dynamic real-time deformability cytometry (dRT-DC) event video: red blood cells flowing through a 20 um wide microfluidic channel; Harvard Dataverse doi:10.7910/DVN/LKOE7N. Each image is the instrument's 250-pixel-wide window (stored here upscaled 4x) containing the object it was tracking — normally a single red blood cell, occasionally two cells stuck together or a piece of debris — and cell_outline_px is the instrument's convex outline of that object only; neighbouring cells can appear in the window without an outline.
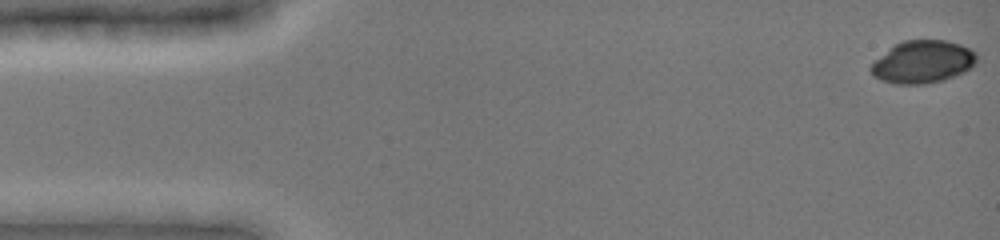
{"species": "common noctule bat (a hibernating species)", "species_latin": "Nyctalus noctula", "temperature_condition": "cold", "stored_images_in_passage": 13, "camera_frame_rate_fps": 3000, "um_per_image_px": 0.085, "animal": {"sex": "female", "body_mass_g": 19.0, "forearm_length_mm": 51.5}, "frame": {"image": 1, "passage_image": 1, "time_ms": 0.0, "image_size_px": [1000, 240], "cell_outline_px": [[976, 64], [972, 68], [956, 76], [944, 80], [924, 84], [896, 84], [880, 80], [872, 76], [868, 68], [876, 60], [896, 44], [904, 40], [948, 40], [972, 48], [976, 52]], "centroid_in_image_um": [78.47, 5.27], "position_along_channel_um": 6.5, "area_um2": 26.47}}
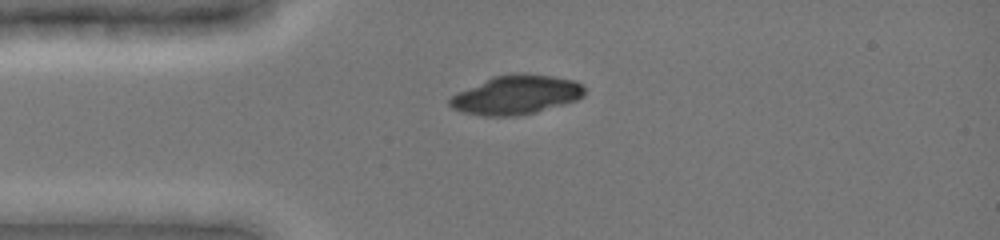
{"frame": {"image": 2, "passage_image": 10, "time_ms": 3.667, "image_size_px": [1000, 240], "cell_outline_px": [[584, 96], [576, 100], [564, 104], [536, 112], [516, 116], [484, 116], [464, 112], [452, 108], [448, 104], [448, 100], [452, 96], [492, 76], [520, 72], [552, 76], [572, 80], [584, 84]], "centroid_in_image_um": [43.9, 8.06], "position_along_channel_um": 41.1, "area_um2": 30.58}}
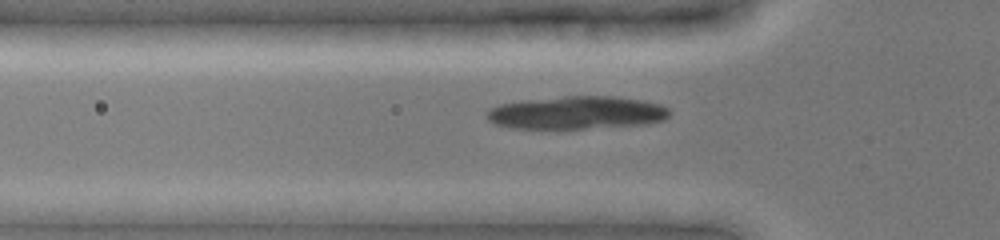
{"frame": {"image": 3, "passage_image": 13, "time_ms": 5.0, "image_size_px": [1000, 240], "cell_outline_px": [[668, 116], [664, 120], [648, 124], [584, 128], [512, 128], [496, 124], [488, 120], [488, 108], [500, 104], [528, 100], [564, 96], [616, 96], [640, 100], [660, 104], [668, 108]], "centroid_in_image_um": [49.04, 9.57], "position_along_channel_um": 76.8, "area_um2": 34.74}}